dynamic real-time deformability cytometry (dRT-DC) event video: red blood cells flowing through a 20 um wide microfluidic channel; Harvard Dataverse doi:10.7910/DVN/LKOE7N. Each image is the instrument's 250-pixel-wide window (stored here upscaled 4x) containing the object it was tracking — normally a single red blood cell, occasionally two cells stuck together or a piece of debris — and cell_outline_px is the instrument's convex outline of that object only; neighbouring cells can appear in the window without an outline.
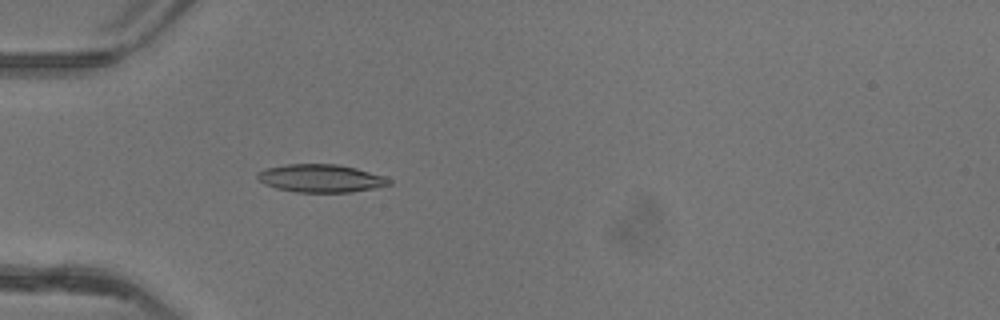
{"species": "common noctule bat (a hibernating species)", "species_latin": "Nyctalus noctula", "temperature_condition": "warm", "stored_images_in_passage": 51, "camera_frame_rate_fps": 3000, "um_per_image_px": 0.085, "animal": {"sex": "female"}, "frame": {"image": 1, "passage_image": 17, "time_ms": 5.333, "image_size_px": [1000, 320], "cell_outline_px": [[392, 184], [352, 192], [296, 192], [276, 188], [264, 184], [256, 176], [256, 172], [264, 168], [288, 164], [336, 164], [356, 168], [384, 176], [392, 180]], "centroid_in_image_um": [27.24, 15.15], "position_along_channel_um": 57.8, "area_um2": 21.44}}
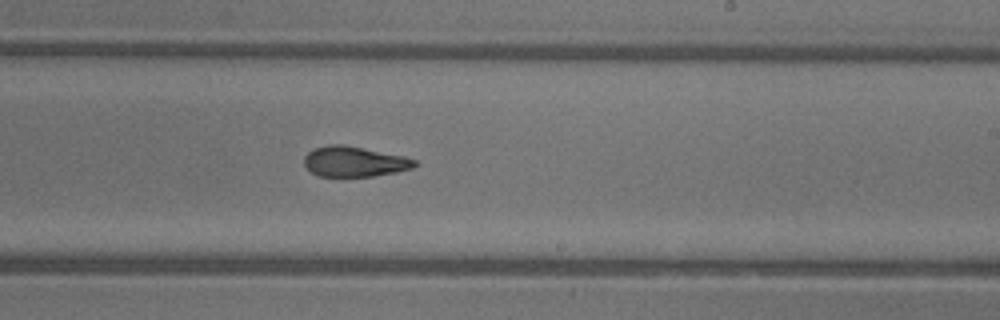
{"frame": {"image": 2, "passage_image": 32, "time_ms": 10.333, "image_size_px": [1000, 320], "cell_outline_px": [[420, 164], [412, 168], [396, 172], [372, 176], [320, 176], [312, 172], [304, 164], [304, 156], [312, 148], [328, 144], [344, 144], [404, 156], [416, 160]], "centroid_in_image_um": [30.12, 13.72], "position_along_channel_um": 258.9, "area_um2": 19.59}}
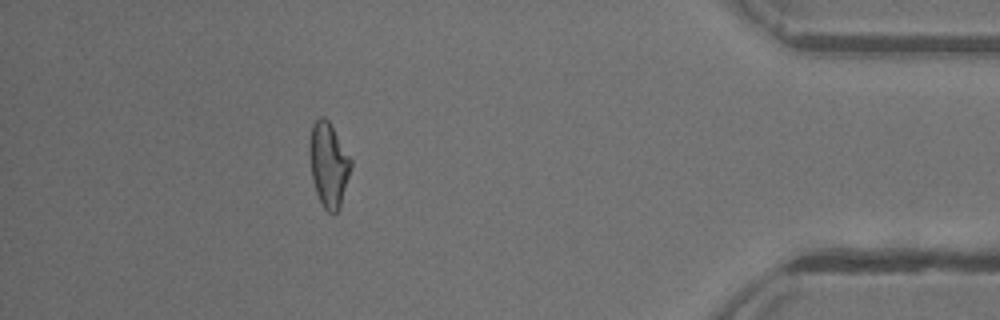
{"frame": {"image": 3, "passage_image": 46, "time_ms": 15.0, "image_size_px": [1000, 320], "cell_outline_px": [[352, 164], [340, 208], [336, 212], [328, 212], [324, 208], [316, 192], [312, 176], [308, 152], [308, 148], [312, 124], [320, 116], [324, 116], [328, 120], [352, 160]], "centroid_in_image_um": [27.92, 13.97], "position_along_channel_um": 407.3, "area_um2": 20.23}, "authors_computed_cell_mechanics": {"area_um2": 20.4034, "velocity_mm_per_s": 4.1714, "shape_relaxation_time_tau1_ms": null, "shape_relaxation_time_tau2_ms": 2.4011, "deformation_change_tau1": null, "deformation_change_tau2": 0.0954}}